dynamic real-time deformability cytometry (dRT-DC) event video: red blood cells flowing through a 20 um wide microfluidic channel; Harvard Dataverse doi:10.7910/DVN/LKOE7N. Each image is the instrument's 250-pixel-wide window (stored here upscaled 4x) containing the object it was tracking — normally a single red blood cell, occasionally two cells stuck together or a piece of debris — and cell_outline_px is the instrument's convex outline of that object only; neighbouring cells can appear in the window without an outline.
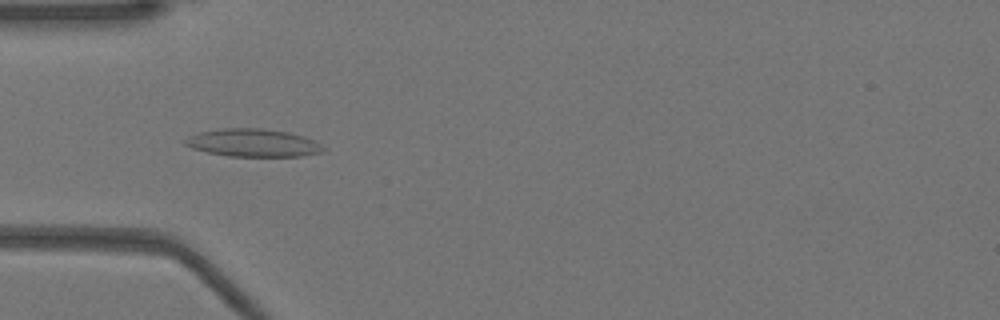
{"species": "Egyptian fruit bat (a non-hibernating species)", "species_latin": "Rousettus aegyptiacus", "temperature_condition": "warm", "stored_images_in_passage": 44, "camera_frame_rate_fps": 3000, "um_per_image_px": 0.085, "animal": {"sex": "female"}, "frame": {"image": 1, "passage_image": 9, "time_ms": 2.667, "image_size_px": [1000, 320], "cell_outline_px": [[328, 148], [324, 152], [300, 156], [228, 156], [208, 152], [192, 148], [184, 144], [184, 140], [188, 136], [200, 132], [224, 128], [260, 128], [288, 132], [304, 136]], "centroid_in_image_um": [21.53, 12.14], "position_along_channel_um": 63.5, "area_um2": 22.37}}
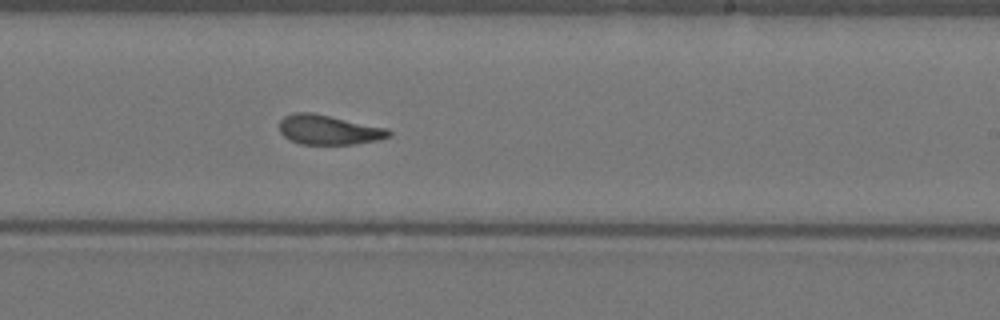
{"frame": {"image": 2, "passage_image": 24, "time_ms": 7.667, "image_size_px": [1000, 320], "cell_outline_px": [[392, 136], [380, 140], [356, 144], [300, 144], [284, 136], [280, 132], [280, 120], [284, 116], [292, 112], [312, 112], [388, 128], [392, 132]], "centroid_in_image_um": [27.97, 11.03], "position_along_channel_um": 261.0, "area_um2": 19.07}}
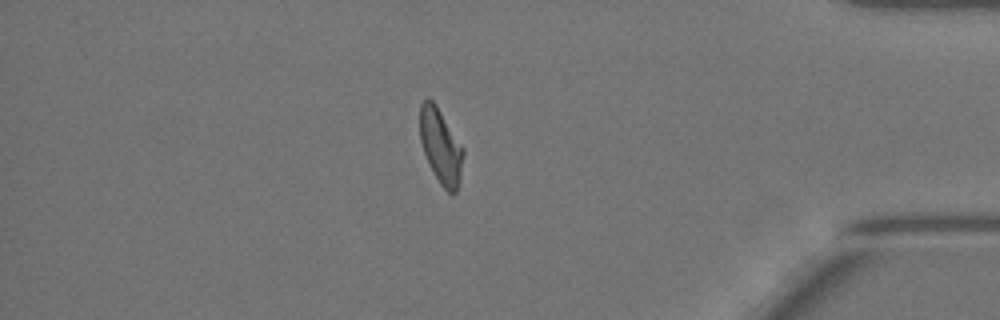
{"frame": {"image": 3, "passage_image": 37, "time_ms": 12.0, "image_size_px": [1000, 320], "cell_outline_px": [[464, 152], [460, 180], [456, 192], [452, 196], [440, 184], [424, 152], [420, 140], [420, 104], [428, 96], [436, 104], [464, 148]], "centroid_in_image_um": [37.48, 12.42], "position_along_channel_um": 397.7, "area_um2": 18.84}, "authors_computed_cell_mechanics": {"area_um2": 19.2474, "velocity_mm_per_s": 3.9686, "shape_relaxation_time_tau1_ms": 8.0792, "shape_relaxation_time_tau2_ms": 1.8083, "deformation_change_tau1": 0.2186, "deformation_change_tau2": 0.0994}}